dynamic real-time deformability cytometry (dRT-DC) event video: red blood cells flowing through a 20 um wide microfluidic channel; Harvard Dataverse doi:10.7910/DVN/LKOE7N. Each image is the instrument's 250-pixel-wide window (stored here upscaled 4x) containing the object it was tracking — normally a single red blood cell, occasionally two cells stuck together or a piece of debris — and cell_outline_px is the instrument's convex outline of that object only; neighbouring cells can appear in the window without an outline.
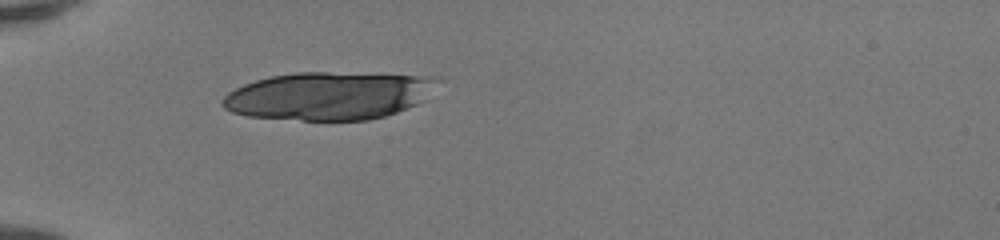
{"species": "human", "species_latin": "Homo sapiens", "temperature_condition": "room temperature", "stored_images_in_passage": 34, "camera_frame_rate_fps": 3000, "um_per_image_px": 0.085, "donor": {"sex": "female"}, "frame": {"image": 1, "passage_image": 1, "time_ms": 0.0, "image_size_px": [1000, 240], "cell_outline_px": [[440, 80], [424, 100], [416, 104], [396, 112], [384, 116], [368, 120], [300, 120], [248, 116], [232, 112], [224, 108], [220, 104], [220, 100], [228, 92], [244, 84], [256, 80], [272, 76], [296, 72], [328, 72], [436, 76]], "centroid_in_image_um": [27.93, 8.14], "position_along_channel_um": 57.1, "area_um2": 60.0}}